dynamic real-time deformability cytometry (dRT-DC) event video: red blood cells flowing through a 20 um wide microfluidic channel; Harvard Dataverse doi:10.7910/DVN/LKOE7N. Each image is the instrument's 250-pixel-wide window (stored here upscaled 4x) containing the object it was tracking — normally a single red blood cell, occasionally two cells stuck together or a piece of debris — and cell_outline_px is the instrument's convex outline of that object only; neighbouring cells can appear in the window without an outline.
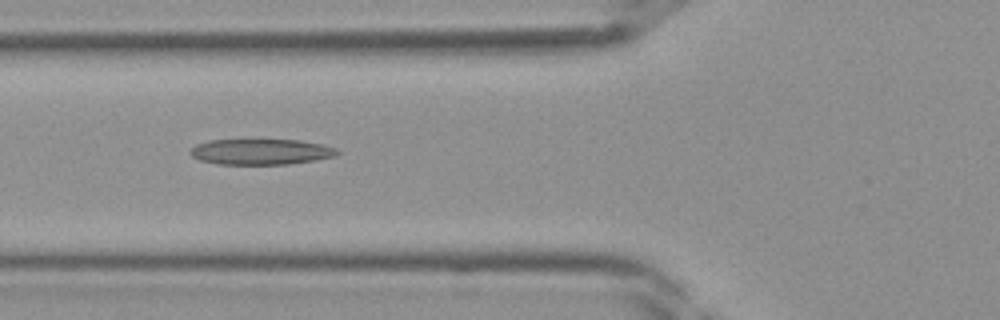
{"species": "Egyptian fruit bat (a non-hibernating species)", "species_latin": "Rousettus aegyptiacus", "temperature_condition": "room temperature", "stored_images_in_passage": 41, "segment_of_instrument_passage": [1, 2], "camera_frame_rate_fps": 3000, "um_per_image_px": 0.085, "frame": {"image": 1, "passage_image": 15, "time_ms": 4.667, "image_size_px": [1000, 320], "cell_outline_px": [[340, 152], [336, 156], [316, 160], [288, 164], [216, 164], [200, 160], [192, 156], [188, 152], [188, 148], [196, 144], [208, 140], [300, 140], [324, 144], [336, 148]], "centroid_in_image_um": [22.16, 12.9], "position_along_channel_um": 103.6, "area_um2": 22.25}}
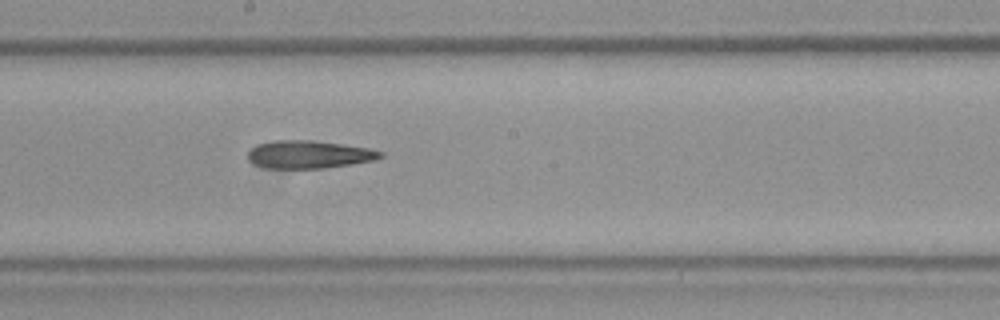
{"frame": {"image": 2, "passage_image": 22, "time_ms": 7.0, "image_size_px": [1000, 320], "cell_outline_px": [[384, 156], [376, 160], [352, 164], [324, 168], [264, 168], [252, 164], [248, 160], [248, 152], [252, 148], [260, 144], [276, 140], [312, 140], [368, 148], [384, 152]], "centroid_in_image_um": [26.27, 13.14], "position_along_channel_um": 221.9, "area_um2": 21.5}}
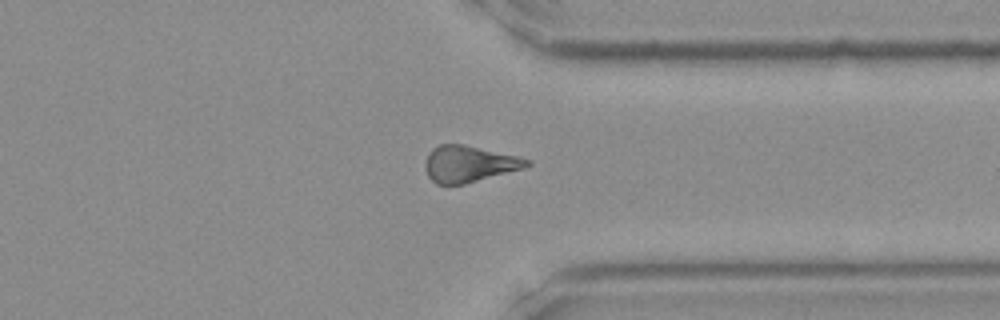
{"frame": {"image": 3, "passage_image": 31, "time_ms": 10.0, "image_size_px": [1000, 320], "cell_outline_px": [[532, 164], [524, 168], [464, 184], [436, 184], [428, 176], [424, 168], [424, 164], [428, 152], [432, 148], [440, 144], [464, 144], [520, 156], [532, 160]], "centroid_in_image_um": [39.87, 13.92], "position_along_channel_um": 371.5, "area_um2": 21.79}}